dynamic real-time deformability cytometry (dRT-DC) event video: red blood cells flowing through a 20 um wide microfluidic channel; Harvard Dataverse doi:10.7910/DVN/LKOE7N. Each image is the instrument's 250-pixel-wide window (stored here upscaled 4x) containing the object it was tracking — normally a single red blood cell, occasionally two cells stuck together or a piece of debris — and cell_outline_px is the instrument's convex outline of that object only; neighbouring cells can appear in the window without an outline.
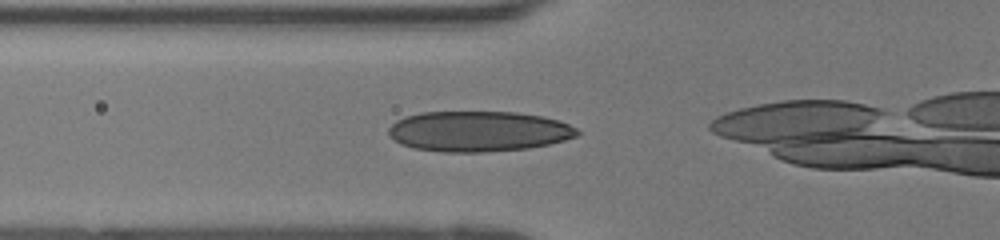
{"species": "human", "species_latin": "Homo sapiens", "temperature_condition": "room temperature", "stored_images_in_passage": 7, "camera_frame_rate_fps": 3000, "um_per_image_px": 0.085, "donor": {"sex": "female"}, "frame": {"image": 1, "passage_image": 2, "time_ms": 0.333, "image_size_px": [1000, 240], "cell_outline_px": [[580, 132], [576, 136], [564, 140], [548, 144], [528, 148], [484, 152], [440, 152], [412, 148], [400, 144], [388, 136], [388, 128], [396, 120], [420, 112], [516, 112], [544, 116], [568, 124], [576, 128]], "centroid_in_image_um": [40.63, 11.17], "position_along_channel_um": 85.2, "area_um2": 44.62}}
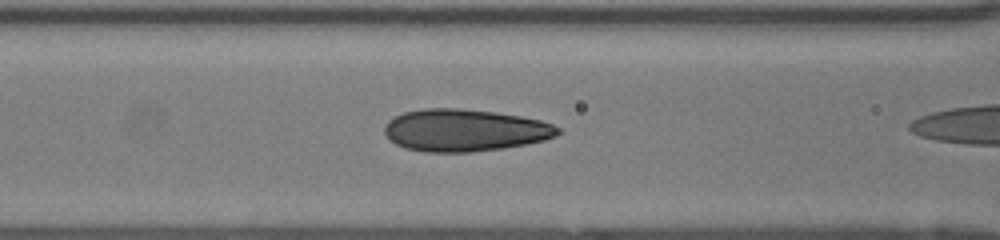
{"frame": {"image": 2, "passage_image": 5, "time_ms": 1.333, "image_size_px": [1000, 240], "cell_outline_px": [[560, 132], [556, 136], [544, 140], [504, 148], [472, 152], [424, 152], [404, 148], [388, 140], [384, 132], [384, 128], [388, 120], [404, 112], [424, 108], [460, 108], [496, 112], [520, 116], [540, 120], [552, 124], [560, 128]], "centroid_in_image_um": [39.47, 11.07], "position_along_channel_um": 127.1, "area_um2": 42.83}}